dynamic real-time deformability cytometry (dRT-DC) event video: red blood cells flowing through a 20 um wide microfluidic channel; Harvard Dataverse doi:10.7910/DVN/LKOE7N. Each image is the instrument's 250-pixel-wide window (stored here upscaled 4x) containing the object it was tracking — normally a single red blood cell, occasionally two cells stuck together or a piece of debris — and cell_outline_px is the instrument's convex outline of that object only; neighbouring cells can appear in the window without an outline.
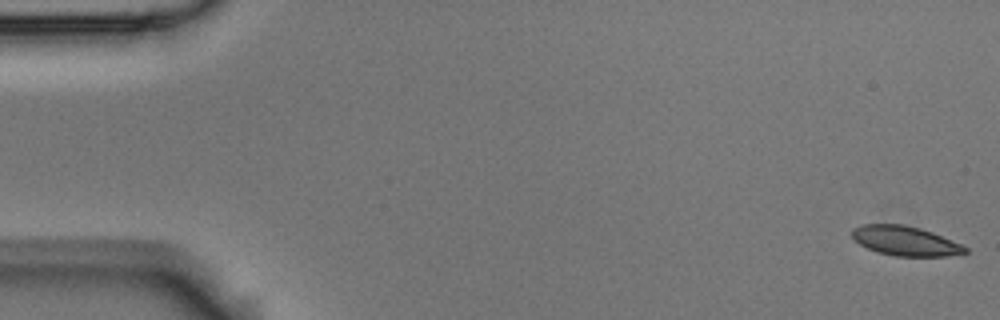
{"species": "Egyptian fruit bat (a non-hibernating species)", "species_latin": "Rousettus aegyptiacus", "temperature_condition": "room temperature", "stored_images_in_passage": 5, "segment_of_instrument_passage": [2, 2], "camera_frame_rate_fps": 3000, "um_per_image_px": 0.085, "animal": {"sex": "male"}, "frame": {"image": 1, "passage_image": 5, "time_ms": 1.333, "image_size_px": [1000, 320], "cell_outline_px": [[968, 252], [944, 256], [896, 256], [876, 252], [860, 244], [852, 236], [852, 228], [860, 224], [904, 224], [920, 228], [932, 232], [960, 244], [968, 248]], "centroid_in_image_um": [76.92, 20.47], "position_along_channel_um": 8.1, "area_um2": 19.36}}